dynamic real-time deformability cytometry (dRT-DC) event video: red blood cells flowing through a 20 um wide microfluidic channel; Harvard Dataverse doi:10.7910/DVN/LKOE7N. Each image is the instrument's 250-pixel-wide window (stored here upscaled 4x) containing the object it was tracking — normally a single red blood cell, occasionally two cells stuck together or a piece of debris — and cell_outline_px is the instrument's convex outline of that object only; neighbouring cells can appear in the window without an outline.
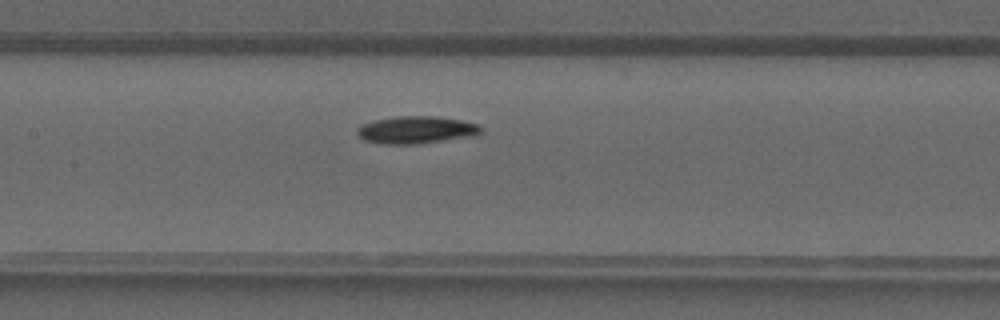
{"species": "common noctule bat (a hibernating species)", "species_latin": "Nyctalus noctula", "temperature_condition": "warm", "stored_images_in_passage": 37, "camera_frame_rate_fps": 3000, "um_per_image_px": 0.085, "animal": {"sex": "male", "forearm_length_mm": 52.5}, "frame": {"image": 1, "passage_image": 16, "time_ms": 5.0, "image_size_px": [1000, 320], "cell_outline_px": [[484, 128], [476, 136], [416, 144], [380, 144], [364, 140], [356, 132], [356, 128], [360, 124], [372, 120], [396, 116], [436, 116], [460, 120], [480, 124]], "centroid_in_image_um": [35.37, 11.04], "position_along_channel_um": 172.0, "area_um2": 20.11}}
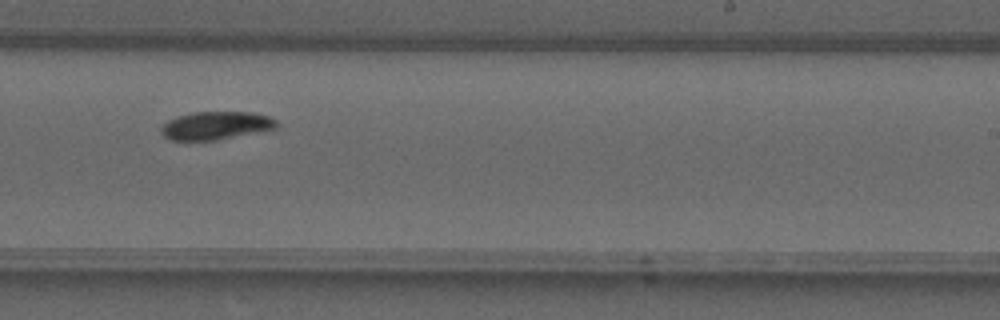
{"frame": {"image": 2, "passage_image": 22, "time_ms": 7.0, "image_size_px": [1000, 320], "cell_outline_px": [[276, 128], [216, 140], [172, 140], [164, 136], [164, 124], [168, 120], [192, 112], [252, 112], [268, 116], [276, 120]], "centroid_in_image_um": [18.38, 10.66], "position_along_channel_um": 270.6, "area_um2": 18.38}}
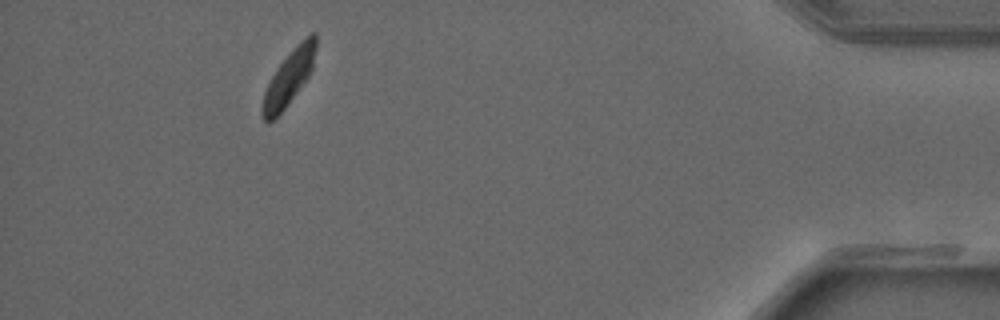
{"frame": {"image": 3, "passage_image": 34, "time_ms": 11.0, "image_size_px": [1000, 320], "cell_outline_px": [[316, 48], [312, 68], [308, 76], [284, 108], [268, 124], [264, 120], [260, 112], [260, 108], [264, 92], [276, 68], [292, 48], [296, 44], [312, 32], [316, 32]], "centroid_in_image_um": [24.53, 6.59], "position_along_channel_um": 410.7, "area_um2": 16.82}}